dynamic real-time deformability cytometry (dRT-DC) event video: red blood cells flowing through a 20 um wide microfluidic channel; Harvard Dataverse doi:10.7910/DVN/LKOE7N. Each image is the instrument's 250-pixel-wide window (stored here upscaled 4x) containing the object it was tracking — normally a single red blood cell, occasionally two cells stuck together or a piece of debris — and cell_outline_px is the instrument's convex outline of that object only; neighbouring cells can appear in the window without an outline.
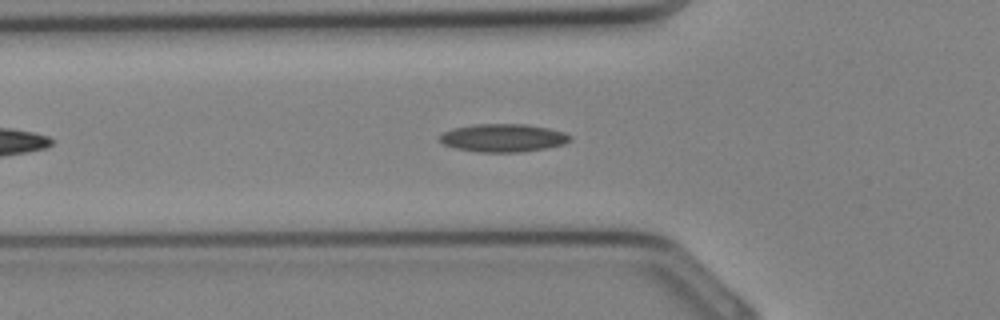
{"species": "Egyptian fruit bat (a non-hibernating species)", "species_latin": "Rousettus aegyptiacus", "temperature_condition": "cold", "stored_images_in_passage": 26, "camera_frame_rate_fps": 3000, "um_per_image_px": 0.085, "animal": {"sex": "female"}, "frame": {"image": 1, "passage_image": 5, "time_ms": 1.333, "image_size_px": [1000, 320], "cell_outline_px": [[572, 140], [564, 144], [544, 148], [520, 152], [480, 152], [456, 148], [444, 144], [440, 140], [440, 136], [444, 132], [452, 128], [476, 124], [528, 124], [548, 128], [564, 132], [572, 136]], "centroid_in_image_um": [42.8, 11.71], "position_along_channel_um": 83.0, "area_um2": 21.21}}
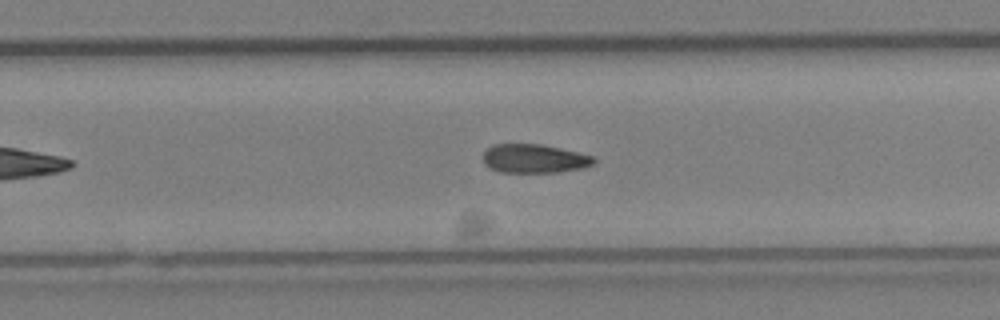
{"frame": {"image": 2, "passage_image": 15, "time_ms": 4.667, "image_size_px": [1000, 320], "cell_outline_px": [[596, 164], [584, 168], [556, 172], [500, 172], [484, 164], [484, 152], [492, 144], [540, 144], [560, 148], [592, 156], [596, 160]], "centroid_in_image_um": [45.43, 13.48], "position_along_channel_um": 284.4, "area_um2": 18.5}}
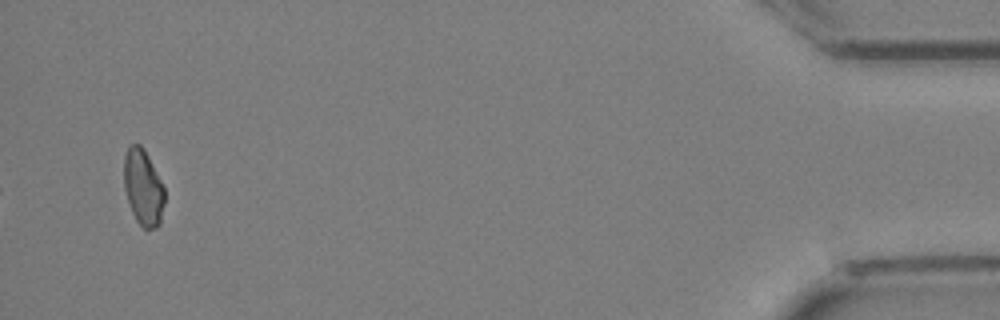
{"frame": {"image": 3, "passage_image": 26, "time_ms": 8.333, "image_size_px": [1000, 320], "cell_outline_px": [[164, 204], [160, 224], [156, 228], [144, 228], [136, 220], [132, 212], [124, 188], [124, 156], [128, 144], [140, 144], [144, 148], [164, 188]], "centroid_in_image_um": [12.16, 15.91], "position_along_channel_um": 423.0, "area_um2": 17.92}}